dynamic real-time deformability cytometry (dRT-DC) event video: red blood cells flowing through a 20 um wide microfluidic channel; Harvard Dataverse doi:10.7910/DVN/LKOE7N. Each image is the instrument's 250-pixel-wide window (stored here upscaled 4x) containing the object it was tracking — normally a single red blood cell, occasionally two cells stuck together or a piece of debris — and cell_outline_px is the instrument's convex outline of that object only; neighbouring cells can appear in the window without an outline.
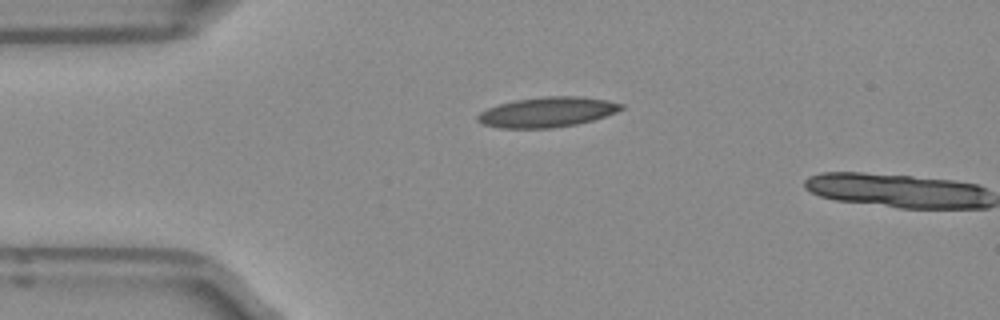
{"species": "Egyptian fruit bat (a non-hibernating species)", "species_latin": "Rousettus aegyptiacus", "temperature_condition": "room temperature", "stored_images_in_passage": 2, "camera_frame_rate_fps": 3000, "um_per_image_px": 0.085, "frame": {"image": 1, "passage_image": 1, "time_ms": 0.0, "image_size_px": [1000, 320], "cell_outline_px": [[624, 108], [616, 112], [592, 120], [576, 124], [552, 128], [504, 128], [484, 124], [476, 120], [476, 116], [480, 112], [488, 108], [500, 104], [516, 100], [544, 96], [576, 96], [608, 100], [624, 104]], "centroid_in_image_um": [46.53, 9.52], "position_along_channel_um": 38.5, "area_um2": 24.97}}